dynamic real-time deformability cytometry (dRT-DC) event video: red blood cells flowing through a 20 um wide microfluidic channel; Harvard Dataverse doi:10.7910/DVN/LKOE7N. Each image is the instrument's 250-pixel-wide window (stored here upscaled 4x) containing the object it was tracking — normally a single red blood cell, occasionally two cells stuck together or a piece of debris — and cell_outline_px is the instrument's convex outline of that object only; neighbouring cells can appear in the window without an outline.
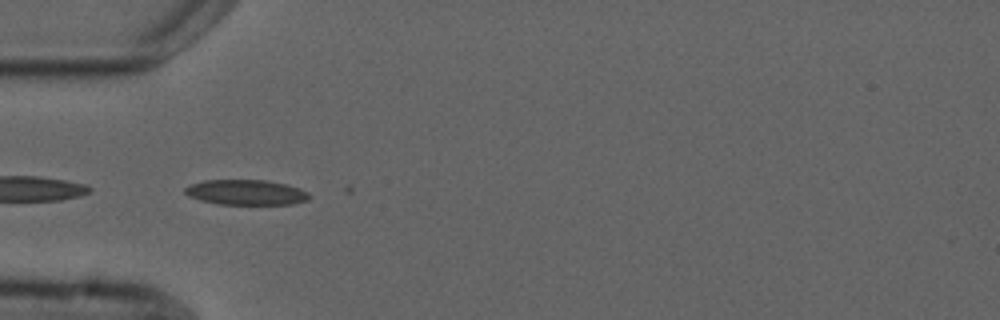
{"species": "common noctule bat (a hibernating species)", "species_latin": "Nyctalus noctula", "temperature_condition": "cold", "stored_images_in_passage": 5, "camera_frame_rate_fps": 3000, "um_per_image_px": 0.085, "animal": {"sex": "male", "forearm_length_mm": 52.5}, "frame": {"image": 1, "passage_image": 2, "time_ms": 1.0, "image_size_px": [1000, 320], "cell_outline_px": [[312, 196], [308, 200], [292, 204], [216, 204], [200, 200], [188, 196], [184, 192], [184, 188], [192, 184], [204, 180], [264, 180], [284, 184], [300, 188], [308, 192]], "centroid_in_image_um": [20.92, 16.35], "position_along_channel_um": 64.1, "area_um2": 18.26}}
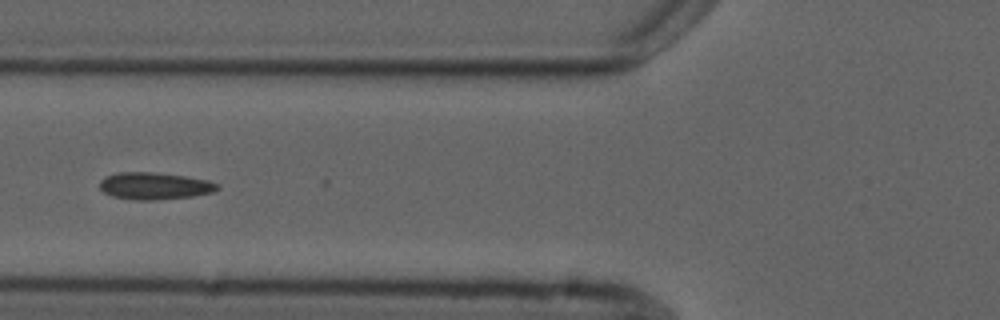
{"frame": {"image": 2, "passage_image": 3, "time_ms": 2.333, "image_size_px": [1000, 320], "cell_outline_px": [[220, 188], [212, 192], [192, 196], [152, 200], [132, 200], [112, 196], [104, 192], [100, 188], [100, 180], [116, 172], [152, 172], [184, 176], [208, 180], [220, 184]], "centroid_in_image_um": [13.14, 15.8], "position_along_channel_um": 112.7, "area_um2": 18.5}}
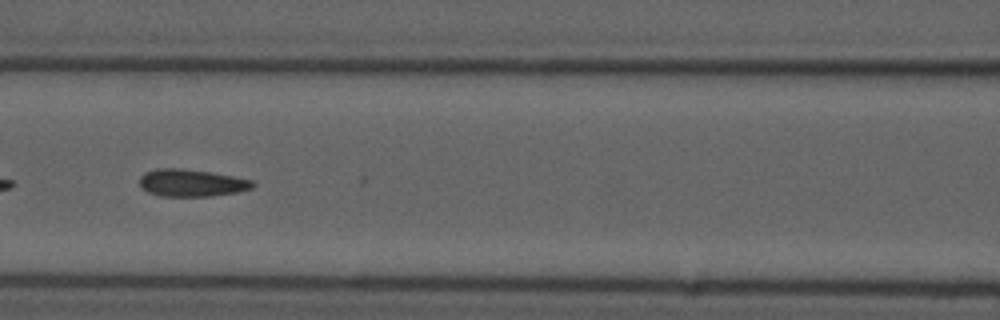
{"frame": {"image": 3, "passage_image": 4, "time_ms": 3.333, "image_size_px": [1000, 320], "cell_outline_px": [[256, 184], [252, 188], [236, 192], [212, 196], [160, 196], [148, 192], [140, 188], [140, 176], [144, 172], [156, 168], [180, 168], [212, 172], [252, 180]], "centroid_in_image_um": [16.25, 15.54], "position_along_channel_um": 150.4, "area_um2": 18.09}}